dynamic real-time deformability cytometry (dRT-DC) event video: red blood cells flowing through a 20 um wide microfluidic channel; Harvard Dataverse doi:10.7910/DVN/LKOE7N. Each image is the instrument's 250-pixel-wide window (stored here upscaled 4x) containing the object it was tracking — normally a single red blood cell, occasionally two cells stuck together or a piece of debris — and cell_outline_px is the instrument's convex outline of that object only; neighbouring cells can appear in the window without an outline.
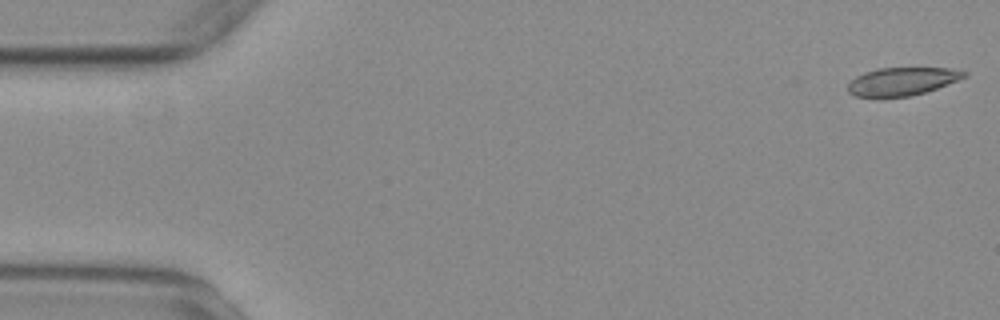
{"species": "common noctule bat (a hibernating species)", "species_latin": "Nyctalus noctula", "temperature_condition": "warm", "stored_images_in_passage": 20, "camera_frame_rate_fps": 3000, "um_per_image_px": 0.085, "animal": {"sex": "female", "body_mass_g": 29.2, "forearm_length_mm": 56.3}, "frame": {"image": 1, "passage_image": 1, "time_ms": 0.0, "image_size_px": [1000, 320], "cell_outline_px": [[968, 76], [936, 88], [912, 96], [856, 96], [848, 92], [848, 84], [856, 76], [864, 72], [876, 68], [948, 68], [968, 72]], "centroid_in_image_um": [76.68, 6.9], "position_along_channel_um": 8.3, "area_um2": 18.73}}
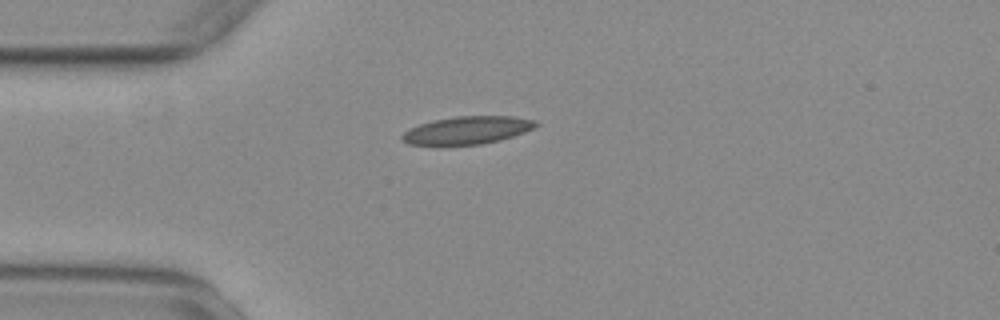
{"frame": {"image": 2, "passage_image": 14, "time_ms": 4.333, "image_size_px": [1000, 320], "cell_outline_px": [[540, 124], [524, 132], [500, 140], [480, 144], [408, 144], [400, 136], [404, 132], [420, 124], [432, 120], [456, 116], [516, 116], [536, 120]], "centroid_in_image_um": [39.77, 11.04], "position_along_channel_um": 45.2, "area_um2": 21.33}}
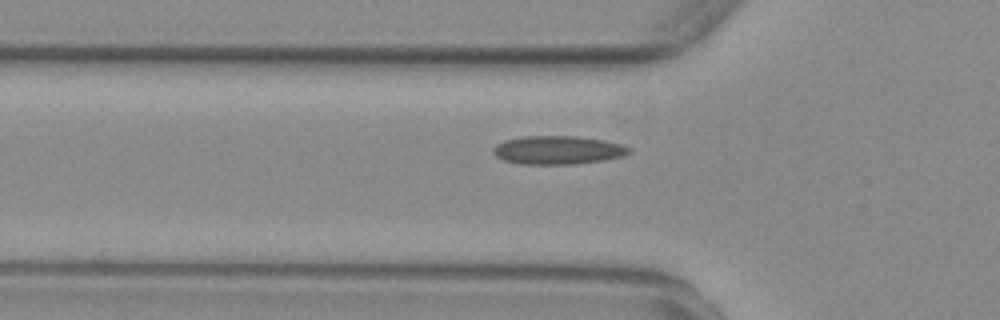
{"frame": {"image": 3, "passage_image": 18, "time_ms": 5.667, "image_size_px": [1000, 320], "cell_outline_px": [[632, 152], [624, 156], [604, 160], [576, 164], [520, 164], [504, 160], [496, 156], [492, 152], [492, 148], [496, 144], [504, 140], [524, 136], [576, 136], [604, 140], [620, 144], [632, 148]], "centroid_in_image_um": [47.42, 12.76], "position_along_channel_um": 78.4, "area_um2": 22.72}}